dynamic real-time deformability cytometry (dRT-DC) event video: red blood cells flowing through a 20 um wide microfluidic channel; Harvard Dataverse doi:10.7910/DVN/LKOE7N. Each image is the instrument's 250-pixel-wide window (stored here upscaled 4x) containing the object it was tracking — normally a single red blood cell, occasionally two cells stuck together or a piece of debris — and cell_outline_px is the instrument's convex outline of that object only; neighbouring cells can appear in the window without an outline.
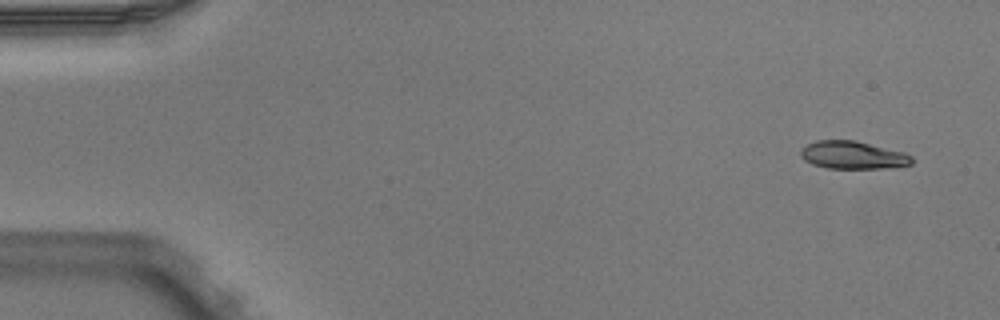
{"species": "Egyptian fruit bat (a non-hibernating species)", "species_latin": "Rousettus aegyptiacus", "temperature_condition": "warm", "stored_images_in_passage": 4, "camera_frame_rate_fps": 3000, "um_per_image_px": 0.085, "animal": {"sex": "male"}, "frame": {"image": 1, "passage_image": 1, "time_ms": 0.0, "image_size_px": [1000, 320], "cell_outline_px": [[912, 164], [884, 168], [828, 168], [812, 164], [804, 160], [800, 156], [800, 148], [816, 140], [856, 140], [904, 152], [912, 156]], "centroid_in_image_um": [72.46, 13.17], "position_along_channel_um": 12.5, "area_um2": 18.03}}